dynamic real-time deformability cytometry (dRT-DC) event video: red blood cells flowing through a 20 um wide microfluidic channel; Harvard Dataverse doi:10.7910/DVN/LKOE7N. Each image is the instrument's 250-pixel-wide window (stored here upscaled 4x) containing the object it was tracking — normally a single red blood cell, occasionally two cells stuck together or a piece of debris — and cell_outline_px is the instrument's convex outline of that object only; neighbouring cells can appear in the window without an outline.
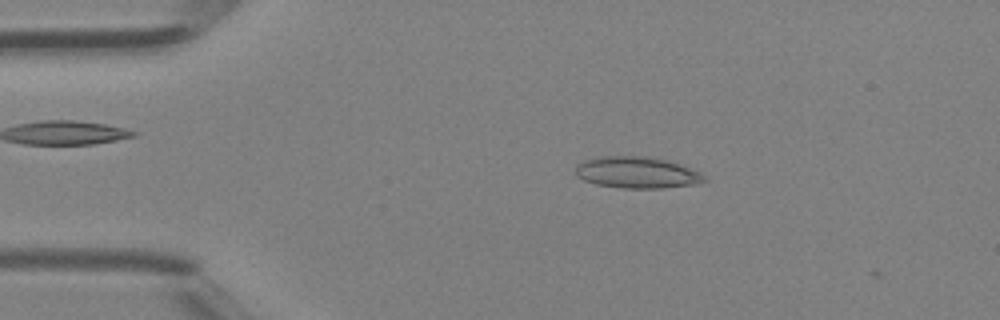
{"species": "Egyptian fruit bat (a non-hibernating species)", "species_latin": "Rousettus aegyptiacus", "temperature_condition": "room temperature", "stored_images_in_passage": 7, "camera_frame_rate_fps": 3000, "um_per_image_px": 0.085, "animal": {"sex": "female"}, "frame": {"image": 1, "passage_image": 5, "time_ms": 1.333, "image_size_px": [1000, 320], "cell_outline_px": [[708, 180], [696, 184], [664, 188], [624, 188], [596, 184], [584, 180], [576, 176], [576, 164], [584, 160], [596, 156], [644, 156], [668, 160], [680, 164], [700, 172], [708, 176]], "centroid_in_image_um": [54.16, 14.66], "position_along_channel_um": 30.8, "area_um2": 23.87}}